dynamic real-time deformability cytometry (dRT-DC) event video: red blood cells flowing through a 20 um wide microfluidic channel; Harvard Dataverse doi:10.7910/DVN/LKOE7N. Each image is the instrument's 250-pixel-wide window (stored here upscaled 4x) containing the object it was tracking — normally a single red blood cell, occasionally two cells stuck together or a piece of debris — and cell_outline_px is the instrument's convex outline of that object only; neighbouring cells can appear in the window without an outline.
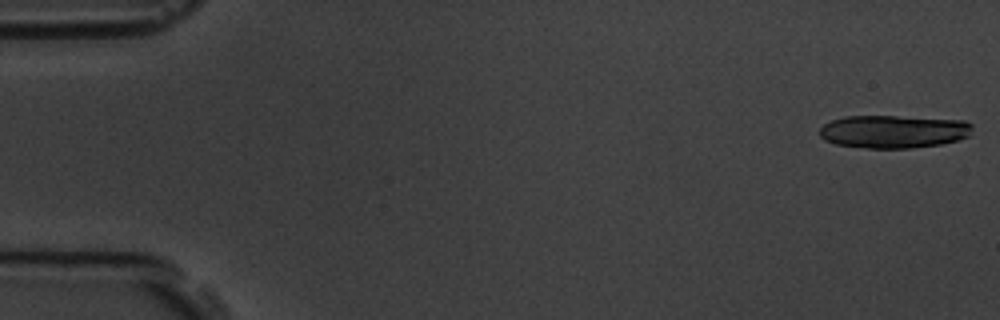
{"species": "common noctule bat (a hibernating species)", "species_latin": "Nyctalus noctula", "temperature_condition": "room temperature", "stored_images_in_passage": 15, "camera_frame_rate_fps": 3000, "um_per_image_px": 0.085, "animal": {"sex": "male", "body_mass_g": 19.5, "forearm_length_mm": 54.6}, "frame": {"image": 1, "passage_image": 1, "time_ms": 0.0, "image_size_px": [1000, 320], "cell_outline_px": [[972, 128], [968, 136], [960, 140], [940, 144], [912, 148], [868, 148], [836, 144], [824, 140], [820, 136], [820, 128], [824, 124], [832, 120], [844, 116], [896, 116], [964, 120], [972, 124]], "centroid_in_image_um": [75.96, 11.18], "position_along_channel_um": 9.0, "area_um2": 29.42}}